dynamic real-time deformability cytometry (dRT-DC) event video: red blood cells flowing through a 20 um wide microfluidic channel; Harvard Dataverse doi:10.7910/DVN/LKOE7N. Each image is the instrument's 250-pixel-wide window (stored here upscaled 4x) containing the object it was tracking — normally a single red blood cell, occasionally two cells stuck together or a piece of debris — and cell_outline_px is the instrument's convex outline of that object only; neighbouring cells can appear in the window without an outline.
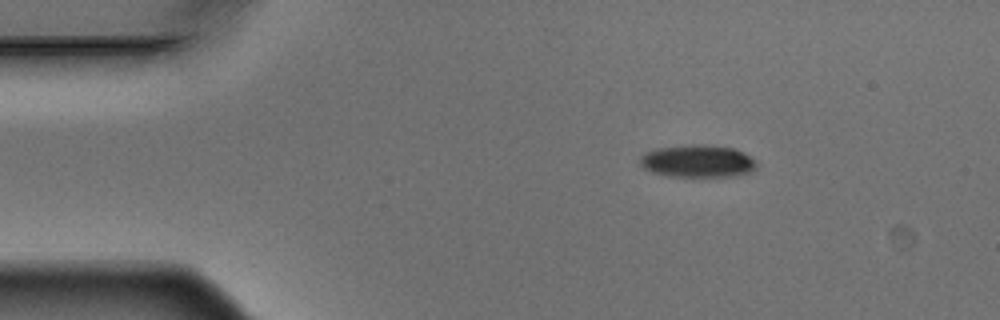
{"species": "Egyptian fruit bat (a non-hibernating species)", "species_latin": "Rousettus aegyptiacus", "temperature_condition": "warm", "stored_images_in_passage": 3, "camera_frame_rate_fps": 3000, "um_per_image_px": 0.085, "animal": {"sex": "male"}, "frame": {"image": 1, "passage_image": 1, "time_ms": 0.0, "image_size_px": [1000, 320], "cell_outline_px": [[756, 168], [752, 172], [736, 176], [668, 176], [652, 172], [644, 168], [640, 164], [640, 156], [644, 152], [652, 148], [692, 144], [708, 144], [736, 148], [744, 152], [756, 160]], "centroid_in_image_um": [59.31, 13.68], "position_along_channel_um": 25.7, "area_um2": 22.54}}